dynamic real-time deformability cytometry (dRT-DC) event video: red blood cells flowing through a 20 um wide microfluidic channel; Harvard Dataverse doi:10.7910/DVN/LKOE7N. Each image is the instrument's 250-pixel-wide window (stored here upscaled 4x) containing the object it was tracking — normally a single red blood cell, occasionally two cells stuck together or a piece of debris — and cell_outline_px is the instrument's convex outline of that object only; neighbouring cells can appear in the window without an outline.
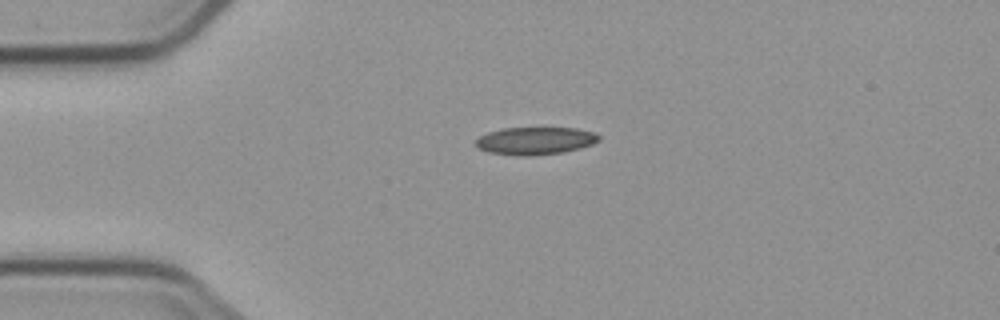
{"species": "common noctule bat (a hibernating species)", "species_latin": "Nyctalus noctula", "temperature_condition": "cold", "stored_images_in_passage": 2, "camera_frame_rate_fps": 3000, "um_per_image_px": 0.085, "animal": {"sex": "male", "body_mass_g": 23.1, "forearm_length_mm": 52.7}, "frame": {"image": 1, "passage_image": 1, "time_ms": 0.0, "image_size_px": [1000, 320], "cell_outline_px": [[600, 140], [592, 144], [580, 148], [564, 152], [528, 156], [516, 156], [488, 152], [480, 148], [476, 144], [476, 140], [480, 136], [488, 132], [504, 128], [576, 128], [592, 132], [600, 136]], "centroid_in_image_um": [45.5, 11.97], "position_along_channel_um": 39.5, "area_um2": 19.71}}